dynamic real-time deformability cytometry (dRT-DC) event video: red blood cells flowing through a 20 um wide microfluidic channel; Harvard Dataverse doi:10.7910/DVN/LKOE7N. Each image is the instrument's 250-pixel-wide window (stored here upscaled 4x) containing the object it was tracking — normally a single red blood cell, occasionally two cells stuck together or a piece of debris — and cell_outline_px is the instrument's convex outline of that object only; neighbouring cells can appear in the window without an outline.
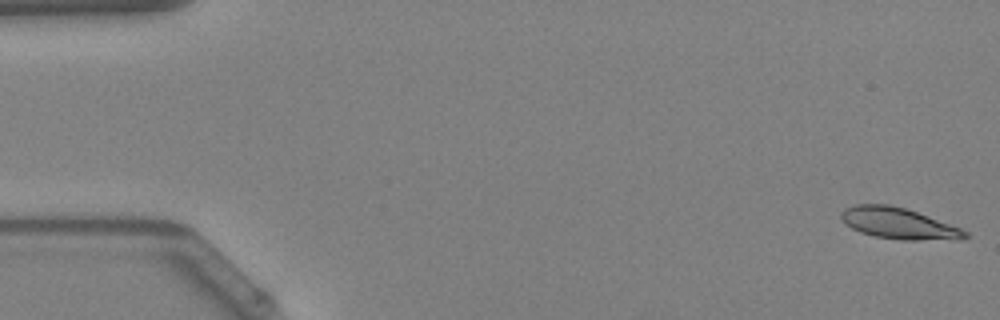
{"species": "Egyptian fruit bat (a non-hibernating species)", "species_latin": "Rousettus aegyptiacus", "temperature_condition": "warm", "stored_images_in_passage": 50, "camera_frame_rate_fps": 3000, "um_per_image_px": 0.085, "animal": {"sex": "female"}, "frame": {"image": 1, "passage_image": 1, "time_ms": 0.0, "image_size_px": [1000, 320], "cell_outline_px": [[968, 236], [960, 240], [900, 240], [876, 236], [860, 232], [852, 228], [840, 216], [840, 212], [844, 208], [856, 204], [888, 204], [904, 208], [916, 212], [960, 228], [968, 232]], "centroid_in_image_um": [76.39, 19.0], "position_along_channel_um": 8.6, "area_um2": 22.31}}
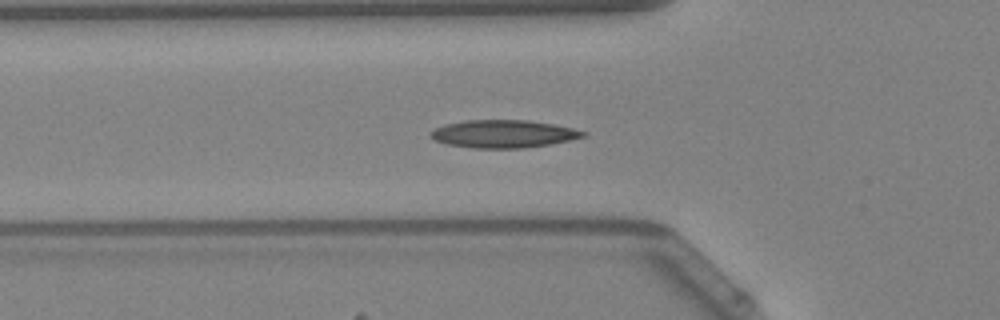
{"frame": {"image": 2, "passage_image": 17, "time_ms": 5.333, "image_size_px": [1000, 320], "cell_outline_px": [[588, 136], [548, 144], [524, 148], [476, 148], [448, 144], [432, 140], [428, 132], [444, 124], [464, 120], [528, 120], [552, 124], [572, 128], [588, 132]], "centroid_in_image_um": [42.76, 11.37], "position_along_channel_um": 83.0, "area_um2": 24.68}}
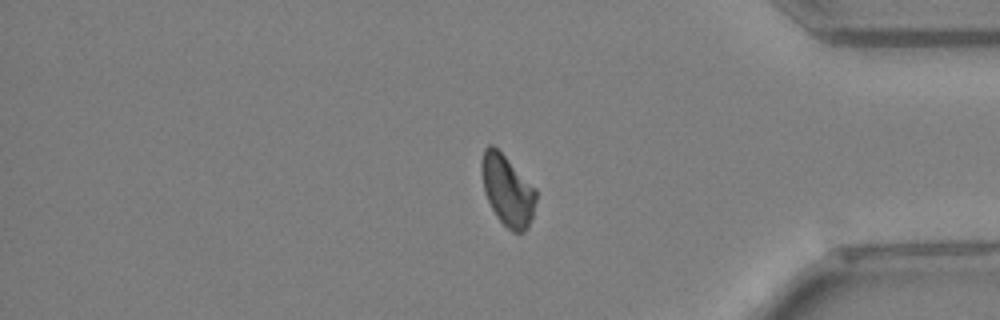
{"frame": {"image": 3, "passage_image": 41, "time_ms": 13.333, "image_size_px": [1000, 320], "cell_outline_px": [[536, 200], [532, 216], [528, 228], [524, 232], [512, 232], [496, 216], [484, 192], [480, 168], [480, 160], [484, 148], [488, 144], [492, 144], [536, 188]], "centroid_in_image_um": [43.11, 16.17], "position_along_channel_um": 392.1, "area_um2": 22.37}, "authors_computed_cell_mechanics": {"area_um2": 22.5998, "velocity_mm_per_s": 4.1451, "shape_relaxation_time_tau1_ms": null, "shape_relaxation_time_tau2_ms": 9.552, "deformation_change_tau1": null, "deformation_change_tau2": 0.1765}}